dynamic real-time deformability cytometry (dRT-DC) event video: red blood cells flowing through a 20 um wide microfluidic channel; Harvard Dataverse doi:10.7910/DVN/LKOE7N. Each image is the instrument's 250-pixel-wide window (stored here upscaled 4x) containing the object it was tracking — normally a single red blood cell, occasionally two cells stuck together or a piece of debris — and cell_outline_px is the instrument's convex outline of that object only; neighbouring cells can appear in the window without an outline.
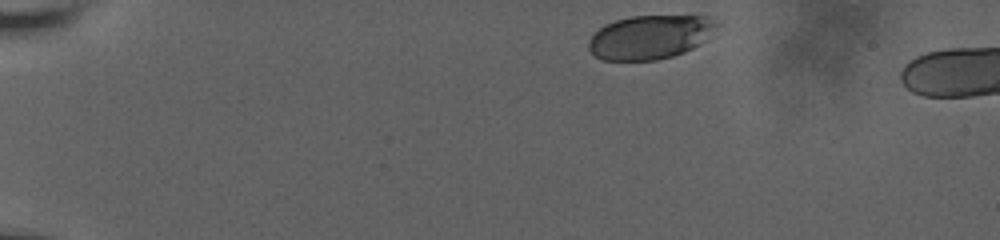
{"species": "human", "species_latin": "Homo sapiens", "temperature_condition": "room temperature", "stored_images_in_passage": 8, "camera_frame_rate_fps": 3000, "um_per_image_px": 0.085, "donor": {"sex": "male"}, "frame": {"image": 1, "passage_image": 1, "time_ms": 0.0, "image_size_px": [1000, 240], "cell_outline_px": [[720, 24], [700, 44], [684, 52], [672, 56], [656, 60], [604, 60], [596, 56], [588, 48], [588, 40], [604, 24], [616, 20], [632, 16], [708, 16]], "centroid_in_image_um": [55.25, 3.15], "position_along_channel_um": 29.8, "area_um2": 32.54}}